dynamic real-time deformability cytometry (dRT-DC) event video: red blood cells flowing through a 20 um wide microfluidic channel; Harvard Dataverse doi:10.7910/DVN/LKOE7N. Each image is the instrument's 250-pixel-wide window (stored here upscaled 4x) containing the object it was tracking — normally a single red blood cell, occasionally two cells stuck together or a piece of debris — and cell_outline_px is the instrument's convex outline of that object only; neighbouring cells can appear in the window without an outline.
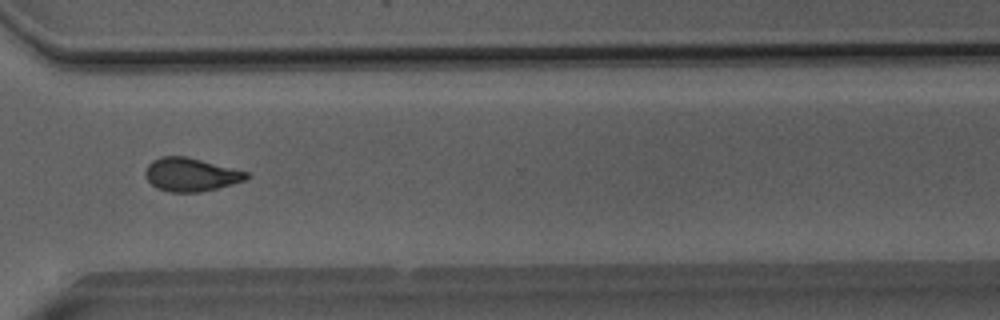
{"species": "Egyptian fruit bat (a non-hibernating species)", "species_latin": "Rousettus aegyptiacus", "temperature_condition": "room temperature", "stored_images_in_passage": 50, "camera_frame_rate_fps": 3000, "um_per_image_px": 0.085, "animal": {"sex": "male"}, "frame": {"image": 1, "passage_image": 37, "time_ms": 12.0, "image_size_px": [1000, 320], "cell_outline_px": [[252, 176], [248, 180], [200, 192], [168, 192], [156, 188], [148, 180], [144, 172], [148, 164], [152, 160], [160, 156], [188, 156], [248, 172]], "centroid_in_image_um": [16.24, 14.83], "position_along_channel_um": 354.4, "area_um2": 19.88}}
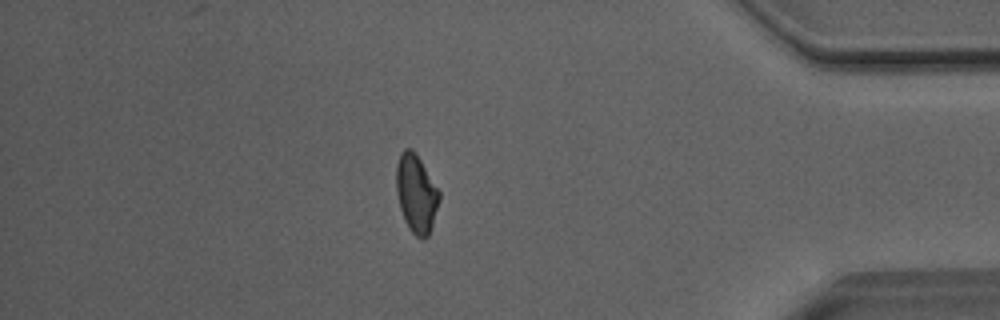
{"frame": {"image": 2, "passage_image": 43, "time_ms": 14.0, "image_size_px": [1000, 320], "cell_outline_px": [[440, 200], [428, 236], [424, 240], [420, 240], [408, 228], [404, 220], [400, 208], [396, 192], [396, 164], [400, 152], [404, 148], [412, 148], [416, 152], [440, 192]], "centroid_in_image_um": [35.37, 16.44], "position_along_channel_um": 399.8, "area_um2": 19.83}}
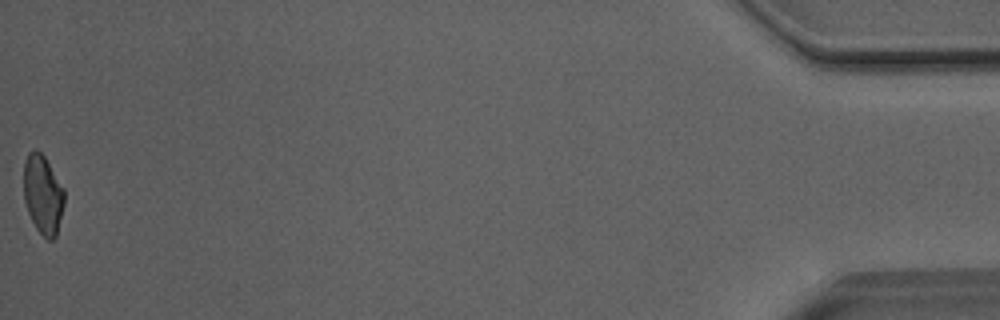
{"frame": {"image": 3, "passage_image": 50, "time_ms": 16.333, "image_size_px": [1000, 320], "cell_outline_px": [[64, 204], [56, 236], [52, 240], [48, 240], [36, 228], [28, 212], [24, 200], [24, 164], [28, 152], [36, 148], [44, 156], [64, 188]], "centroid_in_image_um": [3.64, 16.52], "position_along_channel_um": 431.6, "area_um2": 18.61}, "authors_computed_cell_mechanics": {"area_um2": 19.9988, "velocity_mm_per_s": 4.0769, "shape_relaxation_time_tau1_ms": 11.3374, "shape_relaxation_time_tau2_ms": 2.8678, "deformation_change_tau1": 0.1985, "deformation_change_tau2": 0.096}}